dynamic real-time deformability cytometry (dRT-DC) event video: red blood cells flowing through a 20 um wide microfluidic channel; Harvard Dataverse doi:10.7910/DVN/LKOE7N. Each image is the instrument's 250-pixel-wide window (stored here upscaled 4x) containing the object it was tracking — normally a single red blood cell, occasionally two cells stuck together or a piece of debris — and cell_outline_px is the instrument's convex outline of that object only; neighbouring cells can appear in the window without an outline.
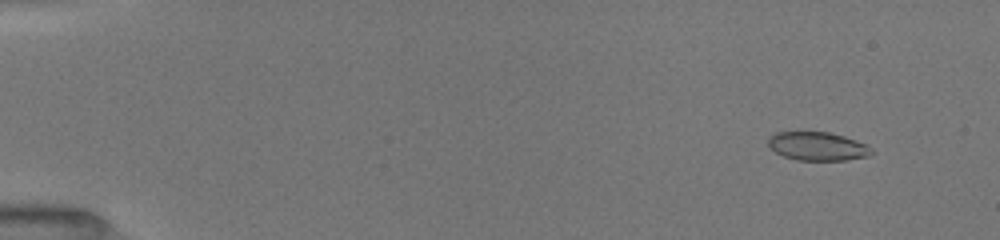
{"species": "common noctule bat (a hibernating species)", "species_latin": "Nyctalus noctula", "temperature_condition": "room temperature", "stored_images_in_passage": 52, "camera_frame_rate_fps": 3000, "um_per_image_px": 0.085, "animal": {"sex": "female", "body_mass_g": 19.5, "forearm_length_mm": 54.1}, "frame": {"image": 1, "passage_image": 5, "time_ms": 1.333, "image_size_px": [1000, 240], "cell_outline_px": [[876, 152], [868, 156], [844, 160], [796, 160], [784, 156], [776, 152], [768, 144], [768, 136], [776, 132], [832, 132], [856, 140], [872, 148]], "centroid_in_image_um": [69.51, 12.43], "position_along_channel_um": 15.5, "area_um2": 17.22}}
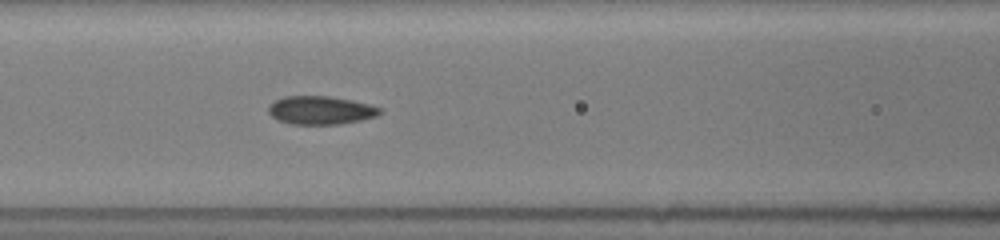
{"frame": {"image": 2, "passage_image": 24, "time_ms": 7.667, "image_size_px": [1000, 240], "cell_outline_px": [[384, 112], [376, 116], [360, 120], [340, 124], [292, 124], [280, 120], [272, 116], [268, 112], [268, 104], [284, 96], [328, 96], [352, 100], [368, 104], [380, 108]], "centroid_in_image_um": [27.25, 9.36], "position_along_channel_um": 139.3, "area_um2": 18.32}}
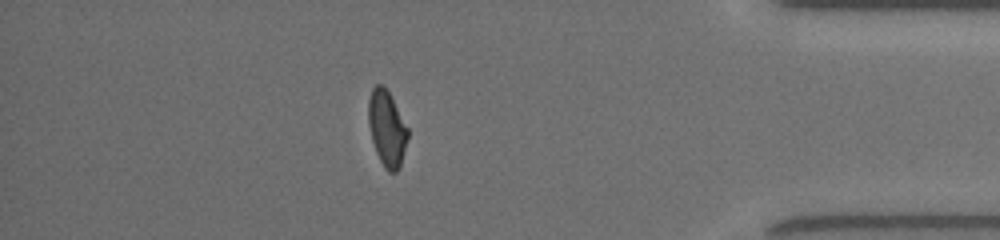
{"frame": {"image": 3, "passage_image": 46, "time_ms": 15.0, "image_size_px": [1000, 240], "cell_outline_px": [[408, 136], [400, 168], [396, 172], [388, 172], [384, 168], [376, 152], [372, 140], [368, 124], [368, 100], [372, 88], [376, 84], [380, 84], [388, 92], [408, 128]], "centroid_in_image_um": [32.87, 10.95], "position_along_channel_um": 402.3, "area_um2": 17.22}, "authors_computed_cell_mechanics": {"area_um2": 18.1492, "velocity_mm_per_s": 4.0324, "shape_relaxation_time_tau1_ms": 4.9852, "shape_relaxation_time_tau2_ms": 1.435, "deformation_change_tau1": 0.1732, "deformation_change_tau2": 0.0754}}